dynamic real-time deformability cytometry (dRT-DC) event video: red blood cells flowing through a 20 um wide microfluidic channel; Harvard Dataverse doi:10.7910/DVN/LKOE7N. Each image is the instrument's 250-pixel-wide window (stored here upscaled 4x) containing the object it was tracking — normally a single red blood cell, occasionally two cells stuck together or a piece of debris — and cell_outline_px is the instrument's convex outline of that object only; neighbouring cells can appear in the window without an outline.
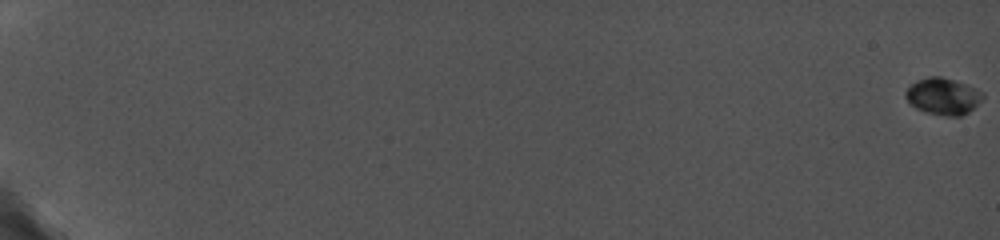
{"species": "common noctule bat (a hibernating species)", "species_latin": "Nyctalus noctula", "temperature_condition": "cold", "stored_images_in_passage": 59, "camera_frame_rate_fps": 5000, "um_per_image_px": 0.085, "animal": {"sex": "female", "body_mass_g": 19.0, "forearm_length_mm": 56.7}, "frame": {"image": 1, "passage_image": 1, "time_ms": 0.0, "image_size_px": [1000, 240], "cell_outline_px": [[984, 96], [968, 112], [960, 116], [948, 116], [928, 112], [916, 108], [904, 96], [904, 92], [912, 84], [928, 76], [940, 76], [964, 84], [984, 92]], "centroid_in_image_um": [80.15, 8.18], "position_along_channel_um": 4.9, "area_um2": 16.01}}
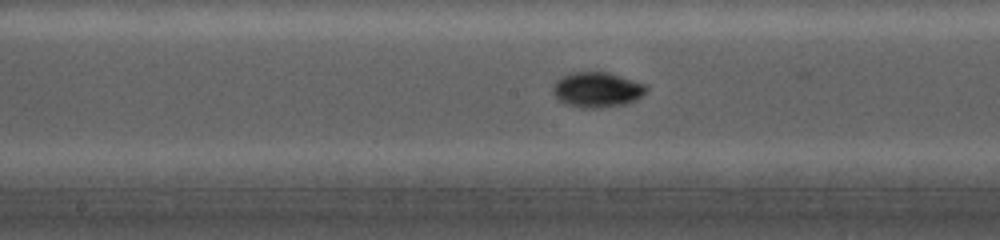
{"frame": {"image": 2, "passage_image": 34, "time_ms": 11.6, "image_size_px": [1000, 240], "cell_outline_px": [[648, 88], [636, 100], [624, 104], [596, 108], [584, 108], [564, 104], [552, 92], [552, 88], [556, 80], [560, 76], [572, 72], [608, 72], [648, 84]], "centroid_in_image_um": [50.74, 7.61], "position_along_channel_um": 197.5, "area_um2": 19.25}}
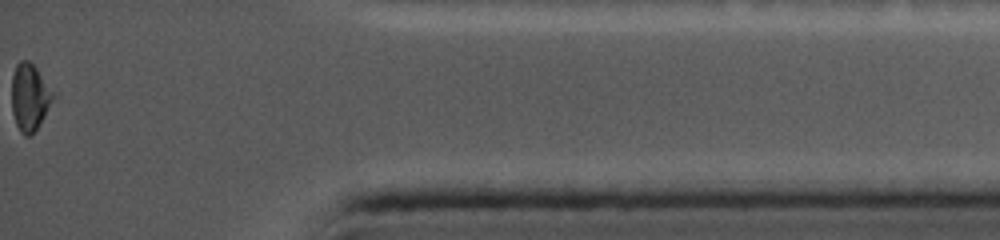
{"frame": {"image": 3, "passage_image": 59, "time_ms": 18.4, "image_size_px": [1000, 240], "cell_outline_px": [[56, 96], [44, 116], [36, 128], [28, 136], [24, 136], [20, 132], [16, 124], [12, 112], [12, 76], [16, 64], [20, 60], [28, 60], [36, 68]], "centroid_in_image_um": [2.51, 8.25], "position_along_channel_um": 432.7, "area_um2": 15.95}}